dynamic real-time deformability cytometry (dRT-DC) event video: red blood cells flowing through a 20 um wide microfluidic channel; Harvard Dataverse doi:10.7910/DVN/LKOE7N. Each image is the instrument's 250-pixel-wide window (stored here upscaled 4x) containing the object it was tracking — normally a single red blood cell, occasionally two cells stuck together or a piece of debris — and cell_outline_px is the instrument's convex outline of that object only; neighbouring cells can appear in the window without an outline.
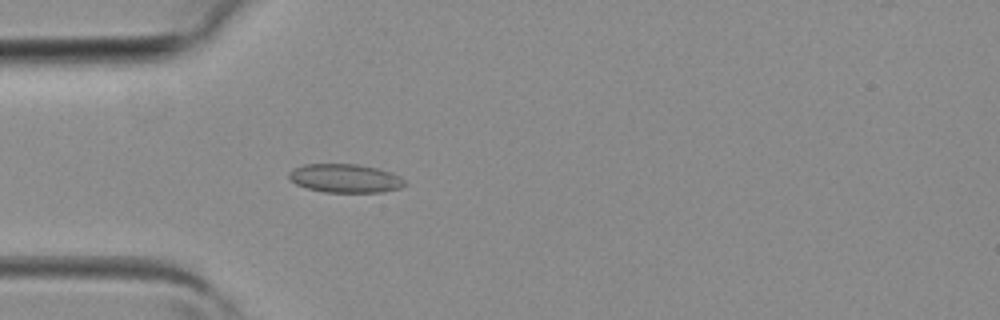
{"species": "common noctule bat (a hibernating species)", "species_latin": "Nyctalus noctula", "temperature_condition": "room temperature", "stored_images_in_passage": 3, "camera_frame_rate_fps": 3000, "um_per_image_px": 0.085, "animal": {"sex": "female", "body_mass_g": 19.3, "forearm_length_mm": 54.1}, "frame": {"image": 1, "passage_image": 3, "time_ms": 0.667, "image_size_px": [1000, 320], "cell_outline_px": [[408, 184], [400, 188], [384, 192], [324, 192], [308, 188], [296, 184], [288, 176], [288, 172], [304, 164], [356, 164], [376, 168], [392, 172], [400, 176]], "centroid_in_image_um": [29.38, 15.16], "position_along_channel_um": 55.6, "area_um2": 19.31}}